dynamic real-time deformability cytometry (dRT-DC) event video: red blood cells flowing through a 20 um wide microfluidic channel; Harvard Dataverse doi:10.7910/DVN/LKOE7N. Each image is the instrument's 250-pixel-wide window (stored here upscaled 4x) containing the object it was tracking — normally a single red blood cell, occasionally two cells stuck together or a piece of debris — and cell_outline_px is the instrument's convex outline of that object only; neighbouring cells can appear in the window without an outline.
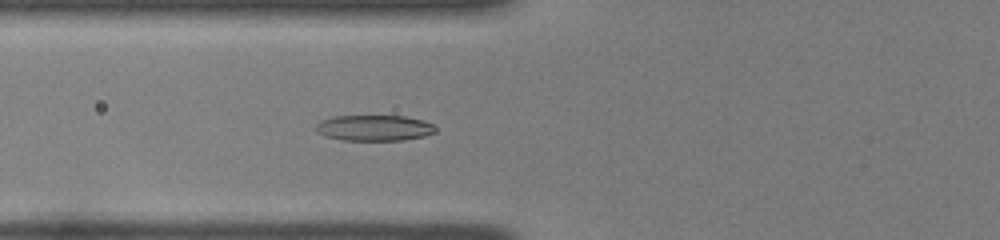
{"species": "common noctule bat (a hibernating species)", "species_latin": "Nyctalus noctula", "temperature_condition": "room temperature", "stored_images_in_passage": 54, "camera_frame_rate_fps": 3000, "um_per_image_px": 0.085, "animal": {"sex": "female", "body_mass_g": 22.0, "forearm_length_mm": 56.7}, "frame": {"image": 1, "passage_image": 24, "time_ms": 7.667, "image_size_px": [1000, 240], "cell_outline_px": [[436, 132], [424, 136], [404, 140], [344, 140], [324, 136], [316, 132], [316, 124], [332, 116], [404, 116], [424, 120], [432, 124], [436, 128]], "centroid_in_image_um": [31.82, 10.87], "position_along_channel_um": 94.0, "area_um2": 17.98}}
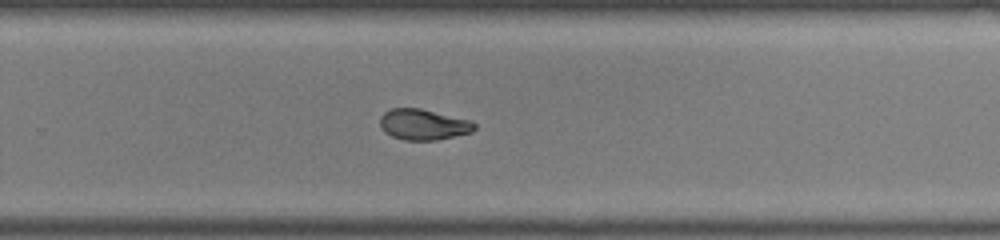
{"frame": {"image": 2, "passage_image": 39, "time_ms": 12.667, "image_size_px": [1000, 240], "cell_outline_px": [[476, 128], [472, 132], [436, 140], [404, 140], [392, 136], [384, 132], [380, 124], [380, 116], [384, 112], [392, 108], [420, 108], [472, 120], [476, 124]], "centroid_in_image_um": [36.0, 10.58], "position_along_channel_um": 293.8, "area_um2": 17.05}}
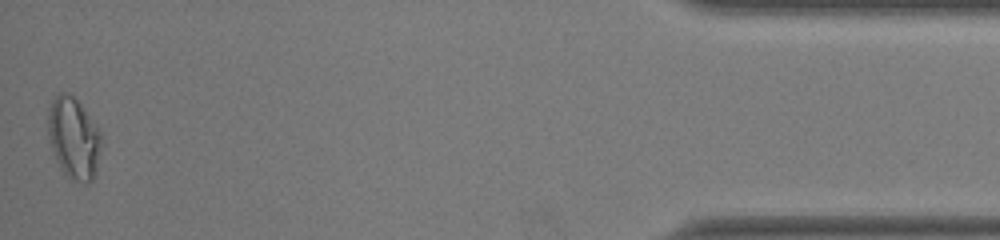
{"frame": {"image": 3, "passage_image": 54, "time_ms": 17.667, "image_size_px": [1000, 240], "cell_outline_px": [[100, 144], [96, 168], [92, 180], [88, 184], [72, 180], [60, 168], [48, 140], [48, 108], [52, 100], [60, 92], [64, 92], [72, 96], [80, 104], [100, 132]], "centroid_in_image_um": [6.22, 11.75], "position_along_channel_um": 429.0, "area_um2": 24.8}, "authors_computed_cell_mechanics": {"area_um2": 18.0336, "velocity_mm_per_s": 3.9959, "shape_relaxation_time_tau1_ms": 7.211, "shape_relaxation_time_tau2_ms": 1.7796, "deformation_change_tau1": 0.2283, "deformation_change_tau2": 0.0733}}